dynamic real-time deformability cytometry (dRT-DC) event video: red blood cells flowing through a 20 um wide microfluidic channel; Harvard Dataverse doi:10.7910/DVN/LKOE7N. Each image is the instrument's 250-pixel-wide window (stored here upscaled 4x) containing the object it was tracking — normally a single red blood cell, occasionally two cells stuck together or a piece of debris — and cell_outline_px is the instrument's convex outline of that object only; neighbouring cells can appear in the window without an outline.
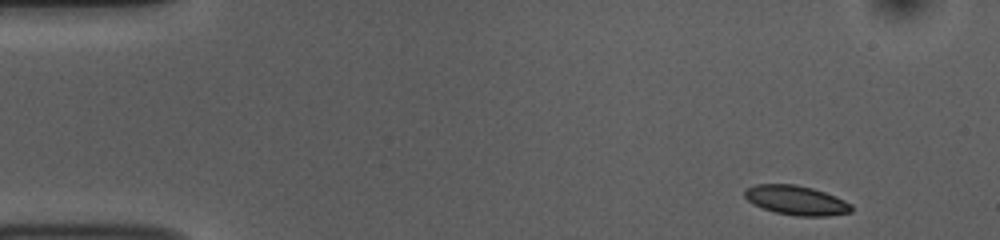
{"species": "common noctule bat (a hibernating species)", "species_latin": "Nyctalus noctula", "temperature_condition": "room temperature", "stored_images_in_passage": 49, "camera_frame_rate_fps": 3000, "um_per_image_px": 0.085, "animal": {"sex": "female", "body_mass_g": 10.0, "forearm_length_mm": 53.1}, "frame": {"image": 1, "passage_image": 1, "time_ms": 0.0, "image_size_px": [1000, 240], "cell_outline_px": [[852, 212], [828, 216], [796, 216], [776, 212], [752, 204], [744, 196], [744, 192], [748, 188], [756, 184], [796, 184], [812, 188], [836, 196], [852, 204]], "centroid_in_image_um": [67.7, 17.02], "position_along_channel_um": 17.3, "area_um2": 18.26}}
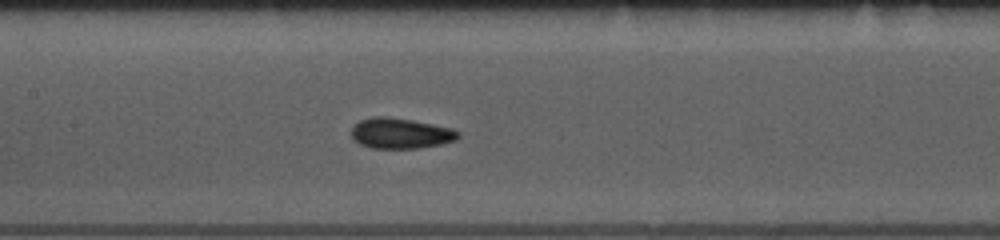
{"frame": {"image": 2, "passage_image": 21, "time_ms": 6.667, "image_size_px": [1000, 240], "cell_outline_px": [[460, 136], [456, 140], [440, 144], [420, 148], [372, 148], [360, 144], [352, 140], [352, 124], [360, 120], [376, 116], [384, 116], [412, 120], [452, 128], [460, 132]], "centroid_in_image_um": [34.03, 11.33], "position_along_channel_um": 173.4, "area_um2": 19.07}}
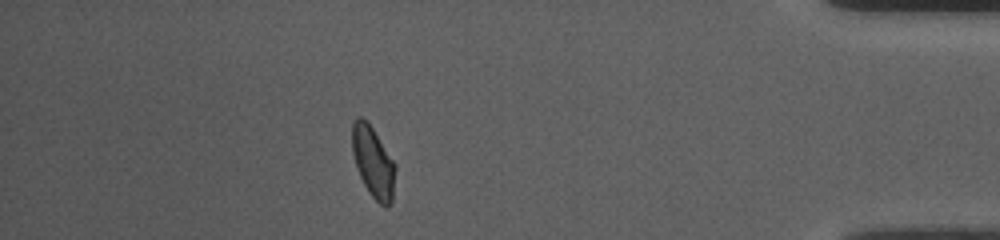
{"frame": {"image": 3, "passage_image": 43, "time_ms": 14.0, "image_size_px": [1000, 240], "cell_outline_px": [[396, 168], [392, 200], [384, 208], [368, 192], [356, 168], [352, 152], [352, 124], [360, 116], [368, 120], [396, 164]], "centroid_in_image_um": [31.72, 13.75], "position_along_channel_um": 403.5, "area_um2": 17.98}, "authors_computed_cell_mechanics": {"area_um2": 18.3804, "velocity_mm_per_s": 3.7467, "shape_relaxation_time_tau1_ms": 4.774, "shape_relaxation_time_tau2_ms": 1.3771, "deformation_change_tau1": 0.1192, "deformation_change_tau2": 0.0679}}